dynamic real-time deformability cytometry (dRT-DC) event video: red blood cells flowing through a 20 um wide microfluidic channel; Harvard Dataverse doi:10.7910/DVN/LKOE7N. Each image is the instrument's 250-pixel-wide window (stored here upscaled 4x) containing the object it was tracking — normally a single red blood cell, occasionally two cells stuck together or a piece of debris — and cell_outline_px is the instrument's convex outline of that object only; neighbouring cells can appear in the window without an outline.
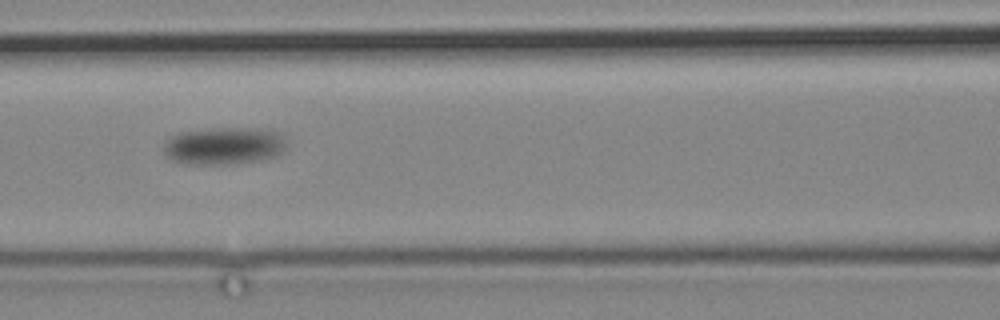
{"species": "common noctule bat (a hibernating species)", "species_latin": "Nyctalus noctula", "temperature_condition": "cold", "stored_images_in_passage": 6, "camera_frame_rate_fps": 3000, "um_per_image_px": 0.085, "animal": {"sex": "male", "body_mass_g": 19.2, "forearm_length_mm": 51.8}, "frame": {"image": 1, "passage_image": 5, "time_ms": 5.667, "image_size_px": [1000, 320], "cell_outline_px": [[288, 148], [284, 152], [276, 156], [260, 160], [236, 164], [188, 164], [168, 160], [164, 156], [164, 140], [180, 132], [212, 128], [268, 128], [280, 132], [284, 136]], "centroid_in_image_um": [19.07, 12.39], "position_along_channel_um": 147.5, "area_um2": 27.63}}